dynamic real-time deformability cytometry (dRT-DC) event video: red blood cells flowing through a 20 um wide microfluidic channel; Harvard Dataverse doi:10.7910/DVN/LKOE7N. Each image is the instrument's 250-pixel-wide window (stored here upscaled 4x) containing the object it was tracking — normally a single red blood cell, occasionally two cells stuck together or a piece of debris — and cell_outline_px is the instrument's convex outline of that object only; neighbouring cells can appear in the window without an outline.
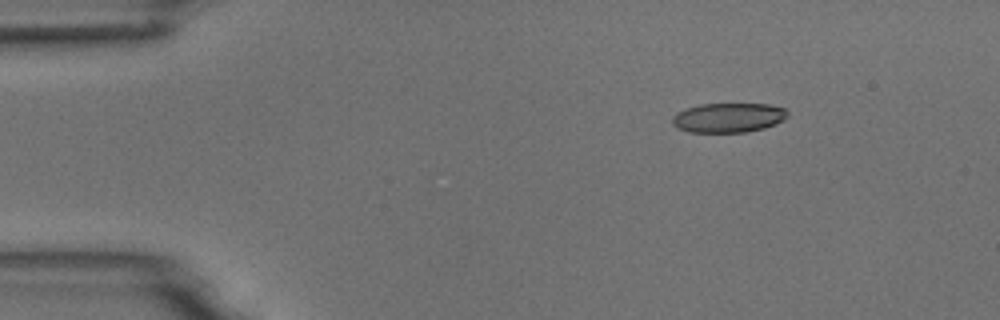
{"species": "common noctule bat (a hibernating species)", "species_latin": "Nyctalus noctula", "temperature_condition": "room temperature", "stored_images_in_passage": 5, "camera_frame_rate_fps": 3000, "um_per_image_px": 0.085, "animal": {"sex": "male", "body_mass_g": 18.8}, "frame": {"image": 1, "passage_image": 2, "time_ms": 2.0, "image_size_px": [1000, 320], "cell_outline_px": [[788, 116], [784, 120], [776, 124], [764, 128], [744, 132], [688, 132], [676, 128], [672, 124], [672, 116], [676, 112], [684, 108], [700, 104], [768, 104], [784, 108], [788, 112]], "centroid_in_image_um": [61.88, 10.0], "position_along_channel_um": 23.1, "area_um2": 20.06}}
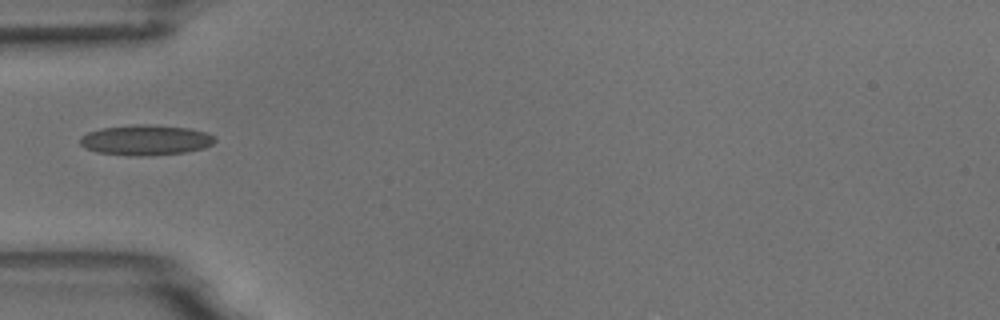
{"frame": {"image": 2, "passage_image": 5, "time_ms": 5.333, "image_size_px": [1000, 320], "cell_outline_px": [[216, 140], [212, 144], [204, 148], [184, 152], [152, 156], [128, 156], [96, 152], [84, 148], [80, 144], [80, 136], [88, 132], [100, 128], [140, 124], [148, 124], [188, 128], [208, 132]], "centroid_in_image_um": [12.35, 11.91], "position_along_channel_um": 72.6, "area_um2": 24.04}}